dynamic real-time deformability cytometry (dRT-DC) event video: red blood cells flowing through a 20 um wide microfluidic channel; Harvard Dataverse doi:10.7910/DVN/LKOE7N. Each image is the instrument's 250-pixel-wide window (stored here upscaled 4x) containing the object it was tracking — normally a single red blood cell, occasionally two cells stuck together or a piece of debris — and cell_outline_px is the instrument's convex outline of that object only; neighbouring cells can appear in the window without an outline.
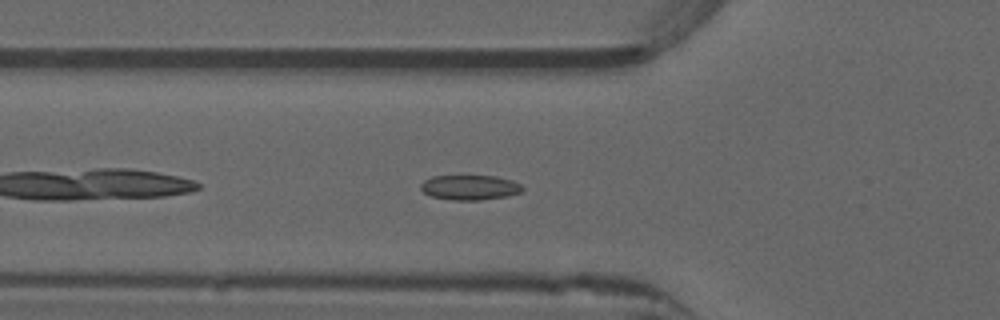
{"species": "common noctule bat (a hibernating species)", "species_latin": "Nyctalus noctula", "temperature_condition": "warm", "stored_images_in_passage": 33, "camera_frame_rate_fps": 3000, "um_per_image_px": 0.085, "animal": {"sex": "male", "forearm_length_mm": 52.5}, "frame": {"image": 1, "passage_image": 5, "time_ms": 1.333, "image_size_px": [1000, 320], "cell_outline_px": [[524, 188], [520, 192], [508, 196], [480, 200], [452, 200], [432, 196], [424, 192], [420, 188], [420, 184], [424, 180], [432, 176], [496, 176], [512, 180], [520, 184]], "centroid_in_image_um": [39.94, 15.93], "position_along_channel_um": 85.9, "area_um2": 14.74}}
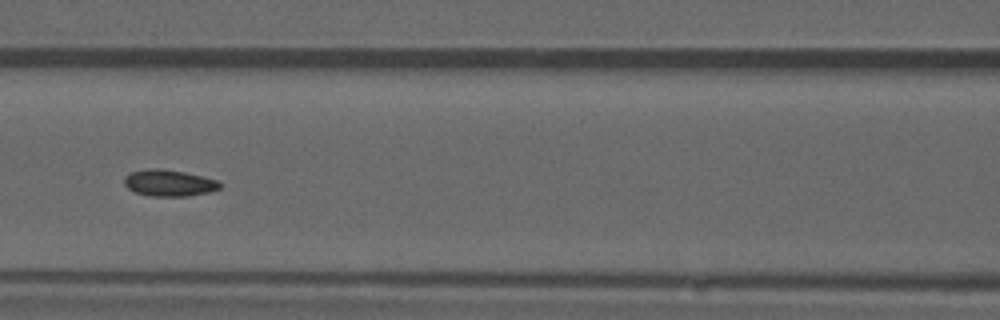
{"frame": {"image": 2, "passage_image": 10, "time_ms": 3.0, "image_size_px": [1000, 320], "cell_outline_px": [[224, 184], [220, 188], [208, 192], [188, 196], [148, 196], [136, 192], [128, 188], [124, 184], [124, 176], [128, 172], [148, 168], [160, 168], [184, 172], [204, 176], [216, 180]], "centroid_in_image_um": [14.35, 15.54], "position_along_channel_um": 152.2, "area_um2": 14.97}, "authors_computed_cell_mechanics": {"area_um2": 14.3344, "velocity_mm_per_s": 3.9412, "shape_relaxation_time_tau1_ms": null, "shape_relaxation_time_tau2_ms": 2.1954, "deformation_change_tau1": null, "deformation_change_tau2": 0.0643}}